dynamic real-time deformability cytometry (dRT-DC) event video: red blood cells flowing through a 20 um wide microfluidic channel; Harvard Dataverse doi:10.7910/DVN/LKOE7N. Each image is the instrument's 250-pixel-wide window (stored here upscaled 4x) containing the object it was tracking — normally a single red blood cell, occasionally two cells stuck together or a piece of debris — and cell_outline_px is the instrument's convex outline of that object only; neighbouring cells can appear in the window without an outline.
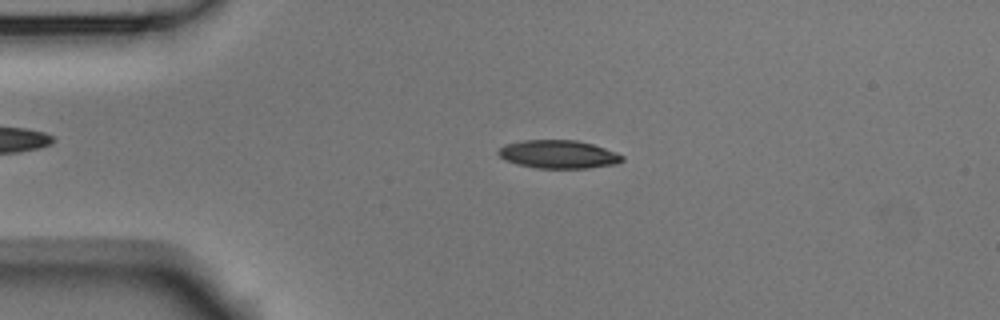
{"species": "Egyptian fruit bat (a non-hibernating species)", "species_latin": "Rousettus aegyptiacus", "temperature_condition": "room temperature", "stored_images_in_passage": 5, "camera_frame_rate_fps": 3000, "um_per_image_px": 0.085, "animal": {"sex": "male"}, "frame": {"image": 1, "passage_image": 4, "time_ms": 1.0, "image_size_px": [1000, 320], "cell_outline_px": [[624, 160], [616, 164], [588, 168], [536, 168], [516, 164], [504, 160], [496, 152], [504, 144], [524, 140], [576, 140], [592, 144], [616, 152], [624, 156]], "centroid_in_image_um": [47.45, 13.12], "position_along_channel_um": 37.6, "area_um2": 20.46}}